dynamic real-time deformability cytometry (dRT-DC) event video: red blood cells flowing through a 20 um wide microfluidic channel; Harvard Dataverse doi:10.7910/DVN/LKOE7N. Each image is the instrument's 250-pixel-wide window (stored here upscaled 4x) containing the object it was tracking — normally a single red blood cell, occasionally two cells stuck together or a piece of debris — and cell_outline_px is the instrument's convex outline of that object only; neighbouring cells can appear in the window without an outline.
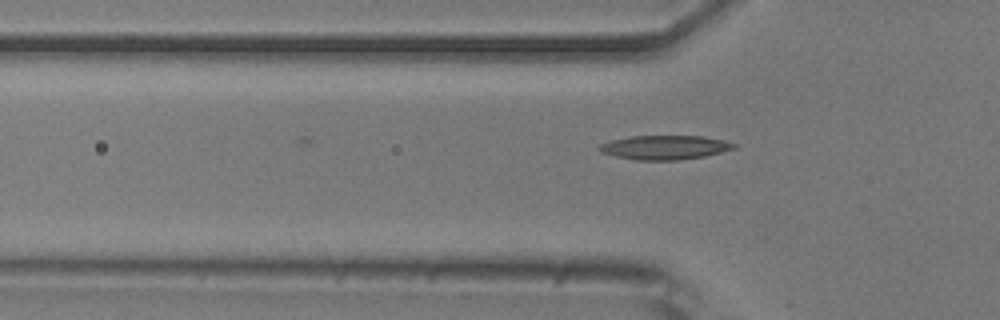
{"species": "common noctule bat (a hibernating species)", "species_latin": "Nyctalus noctula", "temperature_condition": "room temperature", "stored_images_in_passage": 16, "camera_frame_rate_fps": 3000, "um_per_image_px": 0.085, "animal": {"sex": "male", "body_mass_g": 20.5, "forearm_length_mm": 52.5}, "frame": {"image": 1, "passage_image": 16, "time_ms": 5.0, "image_size_px": [1000, 320], "cell_outline_px": [[740, 144], [736, 148], [704, 156], [680, 160], [636, 160], [616, 156], [600, 152], [596, 148], [600, 144], [612, 140], [632, 136], [704, 136]], "centroid_in_image_um": [56.52, 12.53], "position_along_channel_um": 69.3, "area_um2": 18.96}}